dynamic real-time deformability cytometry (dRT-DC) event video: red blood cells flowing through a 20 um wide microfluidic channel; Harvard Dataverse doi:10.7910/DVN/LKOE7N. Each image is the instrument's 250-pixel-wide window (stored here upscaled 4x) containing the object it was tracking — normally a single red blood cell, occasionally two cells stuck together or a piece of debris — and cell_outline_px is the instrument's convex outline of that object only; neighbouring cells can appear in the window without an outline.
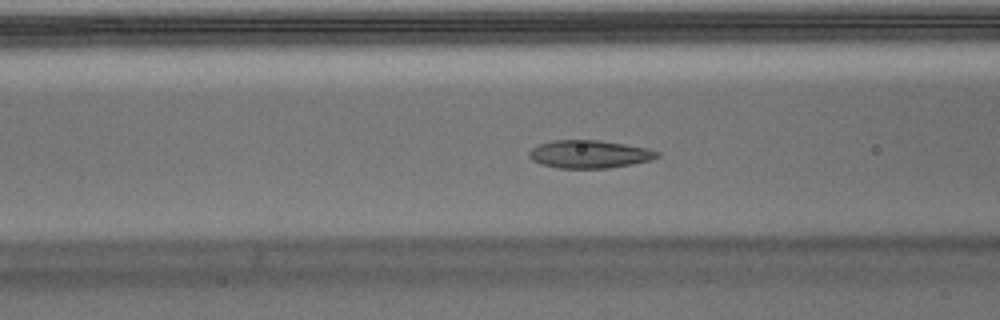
{"species": "Egyptian fruit bat (a non-hibernating species)", "species_latin": "Rousettus aegyptiacus", "temperature_condition": "warm", "stored_images_in_passage": 50, "camera_frame_rate_fps": 3000, "um_per_image_px": 0.085, "animal": {"sex": "male"}, "frame": {"image": 1, "passage_image": 16, "time_ms": 5.0, "image_size_px": [1000, 320], "cell_outline_px": [[660, 156], [652, 160], [632, 164], [608, 168], [560, 168], [540, 164], [532, 160], [528, 156], [528, 152], [532, 148], [540, 144], [552, 140], [600, 140], [648, 148], [660, 152]], "centroid_in_image_um": [50.11, 13.1], "position_along_channel_um": 116.5, "area_um2": 20.92}}
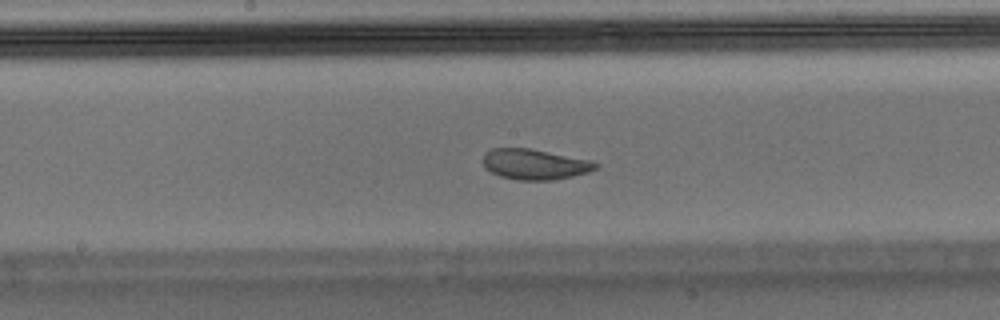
{"frame": {"image": 2, "passage_image": 23, "time_ms": 7.333, "image_size_px": [1000, 320], "cell_outline_px": [[600, 164], [596, 168], [588, 172], [572, 176], [552, 180], [516, 180], [500, 176], [484, 168], [484, 152], [492, 148], [528, 148], [592, 160]], "centroid_in_image_um": [45.45, 13.96], "position_along_channel_um": 202.8, "area_um2": 20.0}}
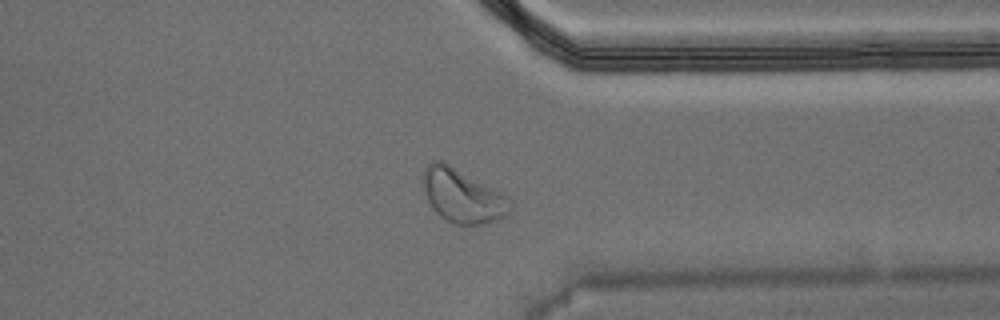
{"frame": {"image": 3, "passage_image": 37, "time_ms": 12.0, "image_size_px": [1000, 320], "cell_outline_px": [[512, 208], [504, 216], [488, 224], [456, 224], [440, 216], [432, 208], [428, 200], [424, 188], [424, 168], [432, 160], [444, 160], [508, 196], [512, 204]], "centroid_in_image_um": [39.33, 16.62], "position_along_channel_um": 372.1, "area_um2": 27.22}, "authors_computed_cell_mechanics": {"area_um2": 20.9236, "velocity_mm_per_s": 3.6924, "shape_relaxation_time_tau1_ms": 4.1473, "shape_relaxation_time_tau2_ms": 0.8888, "deformation_change_tau1": 0.1564, "deformation_change_tau2": 0.067}}